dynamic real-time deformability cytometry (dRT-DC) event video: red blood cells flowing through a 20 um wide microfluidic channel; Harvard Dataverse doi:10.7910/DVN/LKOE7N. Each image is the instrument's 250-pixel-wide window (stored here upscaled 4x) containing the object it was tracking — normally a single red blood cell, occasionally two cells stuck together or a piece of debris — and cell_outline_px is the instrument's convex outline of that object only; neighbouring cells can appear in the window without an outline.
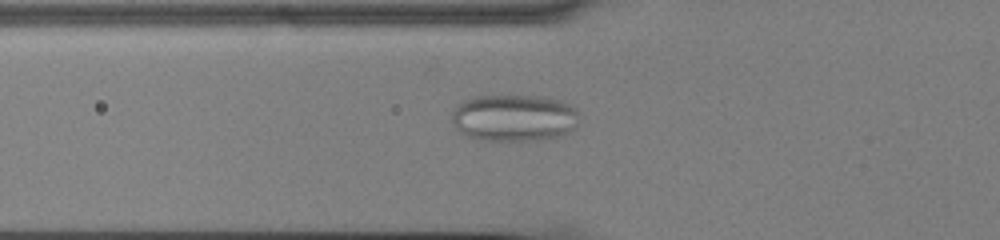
{"species": "common noctule bat (a hibernating species)", "species_latin": "Nyctalus noctula", "temperature_condition": "cold", "stored_images_in_passage": 58, "camera_frame_rate_fps": 3000, "um_per_image_px": 0.085, "animal": {"sex": "male", "body_mass_g": 13.0, "forearm_length_mm": 53.1}, "frame": {"image": 1, "passage_image": 22, "time_ms": 7.0, "image_size_px": [1000, 240], "cell_outline_px": [[576, 128], [572, 132], [564, 136], [536, 140], [484, 140], [468, 136], [460, 132], [456, 128], [452, 120], [452, 112], [464, 100], [476, 96], [540, 96], [560, 100], [572, 104], [576, 108]], "centroid_in_image_um": [43.74, 10.02], "position_along_channel_um": 82.1, "area_um2": 34.91}}
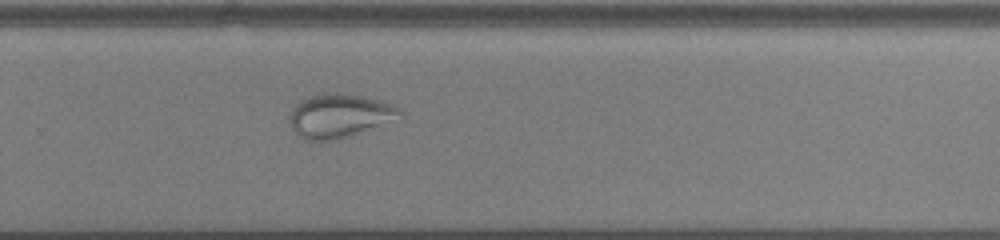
{"frame": {"image": 2, "passage_image": 40, "time_ms": 13.0, "image_size_px": [1000, 240], "cell_outline_px": [[400, 112], [352, 136], [336, 140], [304, 140], [292, 128], [288, 120], [288, 116], [292, 108], [300, 100], [324, 92], [336, 92], [364, 96], [392, 104], [400, 108]], "centroid_in_image_um": [28.69, 9.82], "position_along_channel_um": 301.1, "area_um2": 27.28}}
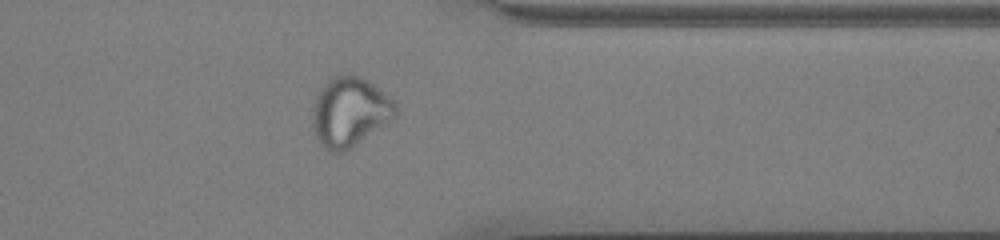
{"frame": {"image": 3, "passage_image": 47, "time_ms": 15.333, "image_size_px": [1000, 240], "cell_outline_px": [[396, 116], [392, 120], [344, 152], [332, 152], [324, 148], [316, 136], [312, 124], [312, 108], [320, 88], [328, 80], [336, 76], [360, 76], [368, 80], [392, 100], [396, 104]], "centroid_in_image_um": [29.71, 9.53], "position_along_channel_um": 381.7, "area_um2": 33.12}}